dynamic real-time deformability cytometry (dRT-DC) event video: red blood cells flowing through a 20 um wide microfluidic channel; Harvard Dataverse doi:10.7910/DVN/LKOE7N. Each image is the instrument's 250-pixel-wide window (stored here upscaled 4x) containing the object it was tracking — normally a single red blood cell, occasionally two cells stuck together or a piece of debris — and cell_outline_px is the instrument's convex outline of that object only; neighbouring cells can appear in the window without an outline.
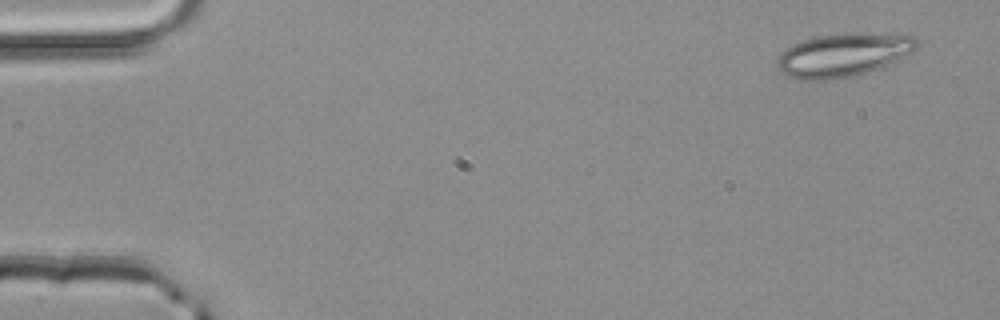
{"species": "common noctule bat (a hibernating species)", "species_latin": "Nyctalus noctula", "temperature_condition": "room temperature", "stored_images_in_passage": 3, "camera_frame_rate_fps": 3000, "um_per_image_px": 0.085, "animal": {"sex": "male", "body_mass_g": 20.4}, "frame": {"image": 1, "passage_image": 1, "time_ms": 0.0, "image_size_px": [1000, 320], "cell_outline_px": [[920, 48], [888, 64], [868, 72], [852, 76], [828, 80], [804, 80], [788, 76], [776, 64], [776, 60], [792, 44], [816, 36], [916, 36], [920, 40]], "centroid_in_image_um": [71.67, 4.73], "position_along_channel_um": 13.3, "area_um2": 33.76}}